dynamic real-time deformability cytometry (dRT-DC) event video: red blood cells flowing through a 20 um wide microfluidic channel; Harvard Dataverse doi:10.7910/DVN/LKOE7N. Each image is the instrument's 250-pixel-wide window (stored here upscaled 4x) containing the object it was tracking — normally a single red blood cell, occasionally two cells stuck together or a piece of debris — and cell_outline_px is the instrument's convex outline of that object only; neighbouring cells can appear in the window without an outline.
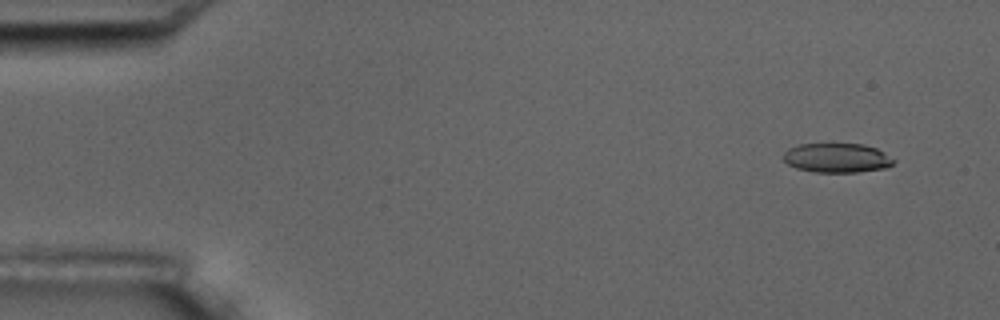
{"species": "common noctule bat (a hibernating species)", "species_latin": "Nyctalus noctula", "temperature_condition": "room temperature", "stored_images_in_passage": 4, "camera_frame_rate_fps": 3000, "um_per_image_px": 0.085, "animal": {"sex": "male", "body_mass_g": 17.5, "forearm_length_mm": 52.3}, "frame": {"image": 1, "passage_image": 1, "time_ms": 0.0, "image_size_px": [1000, 320], "cell_outline_px": [[896, 160], [892, 164], [884, 168], [856, 172], [816, 172], [796, 168], [788, 164], [784, 160], [784, 152], [788, 148], [800, 144], [864, 144], [876, 148], [884, 152]], "centroid_in_image_um": [71.14, 13.41], "position_along_channel_um": 13.9, "area_um2": 18.79}}